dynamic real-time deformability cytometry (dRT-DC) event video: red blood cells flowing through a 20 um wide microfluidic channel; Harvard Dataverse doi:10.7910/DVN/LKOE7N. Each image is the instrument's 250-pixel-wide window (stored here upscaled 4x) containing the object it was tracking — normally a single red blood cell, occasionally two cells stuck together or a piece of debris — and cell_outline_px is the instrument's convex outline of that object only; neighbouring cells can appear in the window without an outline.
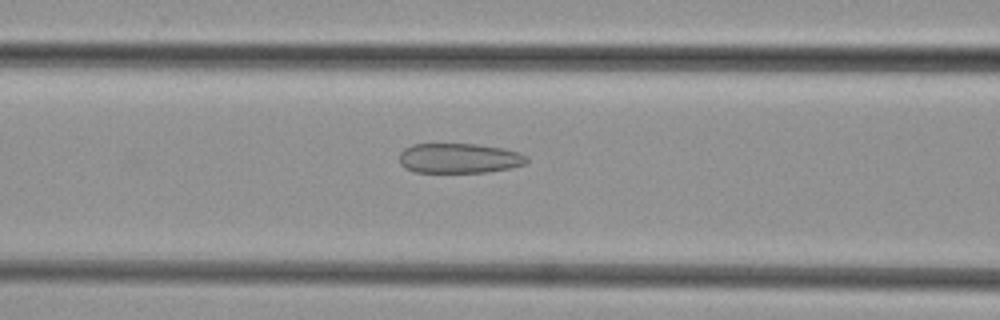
{"species": "common noctule bat (a hibernating species)", "species_latin": "Nyctalus noctula", "temperature_condition": "cold", "stored_images_in_passage": 35, "camera_frame_rate_fps": 3000, "um_per_image_px": 0.085, "animal": {"sex": "female", "body_mass_g": 29.2, "forearm_length_mm": 56.3}, "frame": {"image": 1, "passage_image": 8, "time_ms": 2.333, "image_size_px": [1000, 320], "cell_outline_px": [[528, 160], [524, 164], [508, 168], [488, 172], [416, 172], [404, 168], [400, 164], [400, 152], [404, 148], [412, 144], [476, 144], [504, 148], [520, 152], [528, 156]], "centroid_in_image_um": [39.03, 13.44], "position_along_channel_um": 127.6, "area_um2": 22.31}}
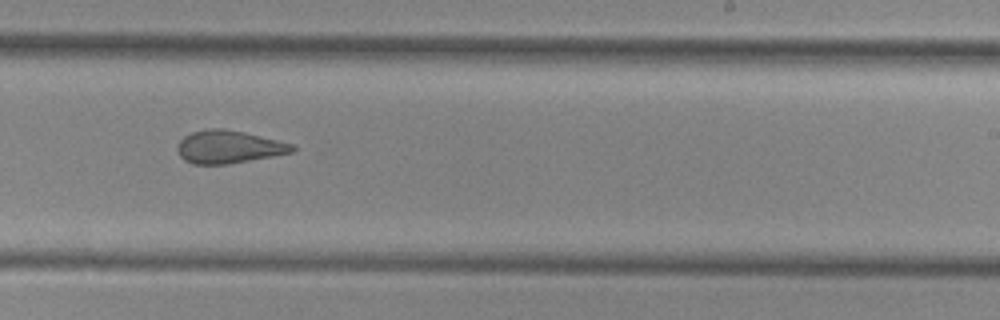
{"frame": {"image": 2, "passage_image": 18, "time_ms": 5.667, "image_size_px": [1000, 320], "cell_outline_px": [[296, 148], [292, 152], [272, 156], [228, 164], [192, 164], [184, 160], [180, 156], [176, 148], [180, 140], [184, 136], [192, 132], [208, 128], [224, 128], [244, 132], [292, 144]], "centroid_in_image_um": [19.39, 12.48], "position_along_channel_um": 269.6, "area_um2": 21.85}}
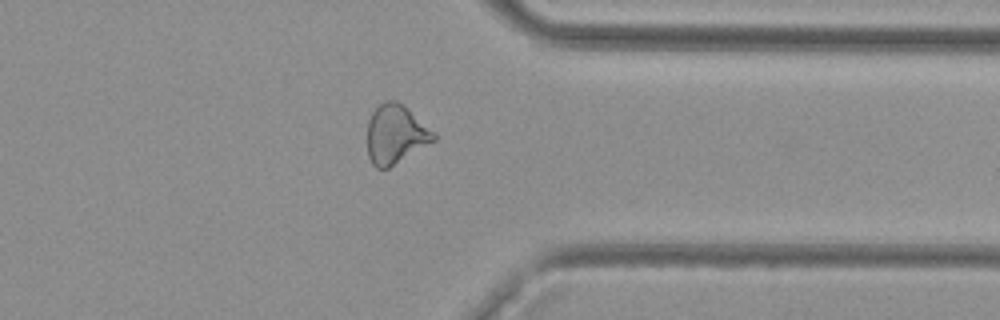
{"frame": {"image": 3, "passage_image": 26, "time_ms": 8.333, "image_size_px": [1000, 320], "cell_outline_px": [[436, 140], [388, 168], [376, 168], [372, 164], [368, 156], [368, 120], [372, 112], [384, 100], [396, 100], [404, 104], [436, 132]], "centroid_in_image_um": [33.65, 11.39], "position_along_channel_um": 377.8, "area_um2": 23.0}}